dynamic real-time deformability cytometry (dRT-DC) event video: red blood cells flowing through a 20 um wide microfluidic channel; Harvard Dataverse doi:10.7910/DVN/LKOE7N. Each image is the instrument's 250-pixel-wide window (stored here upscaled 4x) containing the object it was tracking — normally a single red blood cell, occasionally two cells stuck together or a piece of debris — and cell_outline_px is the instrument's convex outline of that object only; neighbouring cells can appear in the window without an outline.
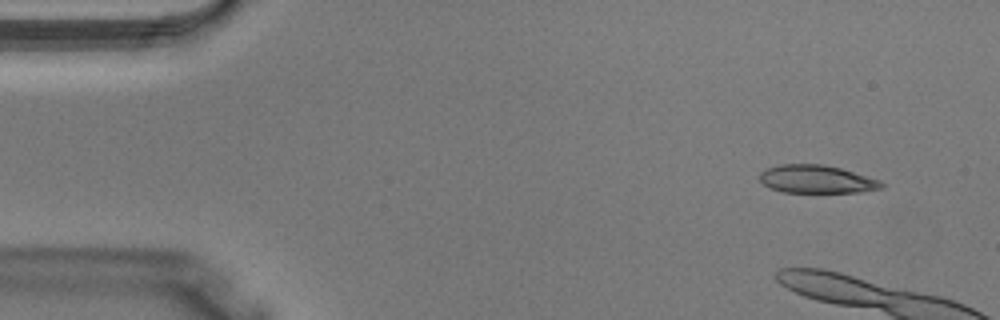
{"species": "Egyptian fruit bat (a non-hibernating species)", "species_latin": "Rousettus aegyptiacus", "temperature_condition": "warm", "stored_images_in_passage": 5, "camera_frame_rate_fps": 3000, "um_per_image_px": 0.085, "animal": {"sex": "male"}, "frame": {"image": 1, "passage_image": 1, "time_ms": 0.0, "image_size_px": [1000, 320], "cell_outline_px": [[884, 188], [860, 192], [784, 192], [768, 188], [760, 180], [760, 172], [768, 168], [780, 164], [824, 164], [840, 168], [880, 180], [884, 184]], "centroid_in_image_um": [69.41, 15.23], "position_along_channel_um": 15.6, "area_um2": 19.88}}